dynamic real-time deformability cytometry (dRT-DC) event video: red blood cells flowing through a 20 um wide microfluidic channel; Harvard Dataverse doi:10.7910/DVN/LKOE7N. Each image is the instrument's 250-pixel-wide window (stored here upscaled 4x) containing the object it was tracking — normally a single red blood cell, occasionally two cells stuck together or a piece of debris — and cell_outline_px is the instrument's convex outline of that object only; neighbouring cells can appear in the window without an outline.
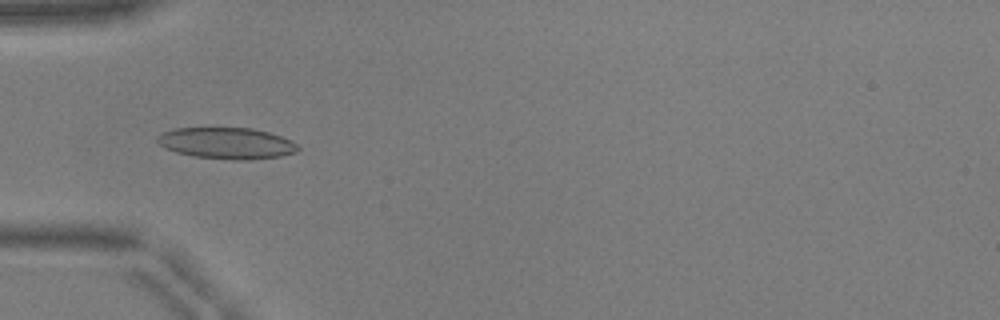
{"species": "common noctule bat (a hibernating species)", "species_latin": "Nyctalus noctula", "temperature_condition": "warm", "stored_images_in_passage": 50, "camera_frame_rate_fps": 3000, "um_per_image_px": 0.085, "animal": {"sex": "male", "body_mass_g": 17.9, "forearm_length_mm": 54.2}, "frame": {"image": 1, "passage_image": 16, "time_ms": 5.0, "image_size_px": [1000, 320], "cell_outline_px": [[300, 148], [296, 152], [280, 156], [248, 160], [232, 160], [196, 156], [176, 152], [164, 148], [156, 140], [156, 136], [164, 132], [176, 128], [252, 128], [268, 132], [280, 136], [296, 144]], "centroid_in_image_um": [19.25, 12.17], "position_along_channel_um": 65.8, "area_um2": 25.49}}
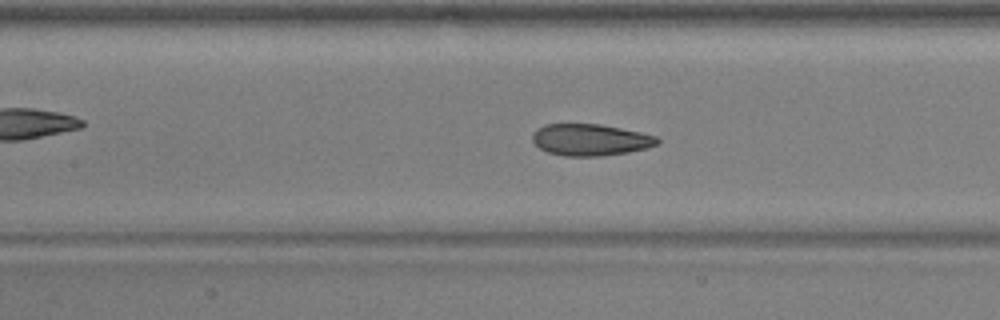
{"frame": {"image": 2, "passage_image": 23, "time_ms": 7.333, "image_size_px": [1000, 320], "cell_outline_px": [[660, 144], [648, 148], [628, 152], [600, 156], [564, 156], [548, 152], [540, 148], [532, 140], [532, 132], [536, 128], [544, 124], [600, 124], [640, 132], [656, 136], [660, 140]], "centroid_in_image_um": [50.18, 11.88], "position_along_channel_um": 157.2, "area_um2": 23.18}}
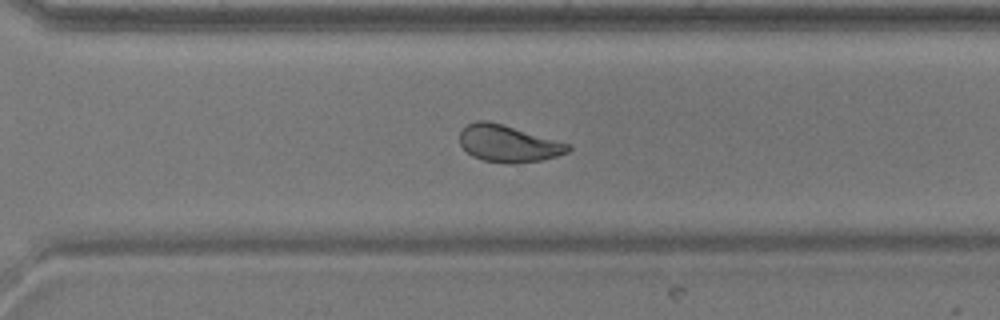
{"frame": {"image": 3, "passage_image": 36, "time_ms": 11.667, "image_size_px": [1000, 320], "cell_outline_px": [[572, 148], [568, 152], [556, 156], [540, 160], [516, 164], [508, 164], [484, 160], [472, 156], [460, 144], [460, 132], [468, 124], [476, 120], [488, 120], [504, 124], [572, 144]], "centroid_in_image_um": [43.23, 12.2], "position_along_channel_um": 327.4, "area_um2": 23.52}, "authors_computed_cell_mechanics": {"area_um2": 23.8714, "velocity_mm_per_s": 3.9377, "shape_relaxation_time_tau1_ms": 4.0209, "shape_relaxation_time_tau2_ms": 1.45, "deformation_change_tau1": 0.1667, "deformation_change_tau2": 0.0762}}